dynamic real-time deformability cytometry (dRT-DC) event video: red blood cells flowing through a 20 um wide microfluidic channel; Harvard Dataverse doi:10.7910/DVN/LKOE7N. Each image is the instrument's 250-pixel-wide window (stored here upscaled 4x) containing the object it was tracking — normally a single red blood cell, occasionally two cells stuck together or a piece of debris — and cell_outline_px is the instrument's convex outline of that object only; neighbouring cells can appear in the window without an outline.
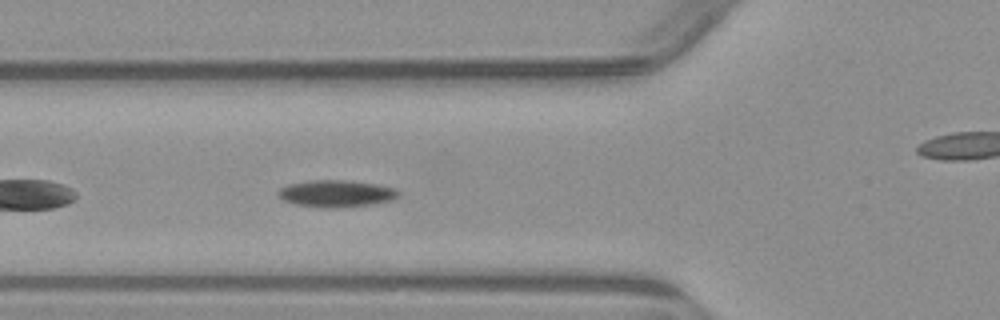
{"species": "common noctule bat (a hibernating species)", "species_latin": "Nyctalus noctula", "temperature_condition": "warm", "stored_images_in_passage": 6, "segment_of_instrument_passage": [1, 2], "camera_frame_rate_fps": 3000, "um_per_image_px": 0.085, "animal": {"sex": "male", "body_mass_g": 23.1, "forearm_length_mm": 52.7}, "frame": {"image": 1, "passage_image": 5, "time_ms": 5.333, "image_size_px": [1000, 320], "cell_outline_px": [[400, 196], [392, 200], [376, 204], [332, 208], [324, 208], [296, 204], [284, 200], [276, 192], [280, 188], [288, 184], [312, 180], [348, 180], [380, 184], [396, 188], [400, 192]], "centroid_in_image_um": [28.65, 16.44], "position_along_channel_um": 97.2, "area_um2": 19.13}}